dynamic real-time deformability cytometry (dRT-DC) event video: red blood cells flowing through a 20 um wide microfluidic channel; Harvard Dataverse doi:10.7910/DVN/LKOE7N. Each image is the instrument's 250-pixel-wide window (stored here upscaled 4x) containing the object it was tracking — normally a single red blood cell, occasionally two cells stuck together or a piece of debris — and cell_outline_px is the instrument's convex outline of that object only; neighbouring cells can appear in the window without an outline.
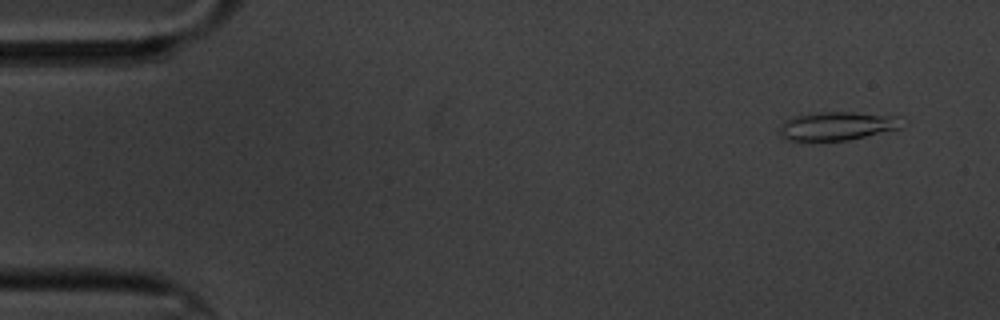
{"species": "common noctule bat (a hibernating species)", "species_latin": "Nyctalus noctula", "temperature_condition": "cold", "stored_images_in_passage": 4, "camera_frame_rate_fps": 3000, "um_per_image_px": 0.085, "animal": {"sex": "male", "body_mass_g": 20.1, "forearm_length_mm": 53.5}, "frame": {"image": 1, "passage_image": 1, "time_ms": 0.0, "image_size_px": [1000, 320], "cell_outline_px": [[908, 124], [900, 128], [848, 140], [812, 144], [804, 144], [784, 140], [780, 136], [780, 128], [784, 120], [792, 116], [816, 112], [852, 112], [896, 116]], "centroid_in_image_um": [71.06, 10.76], "position_along_channel_um": 13.9, "area_um2": 21.44}}
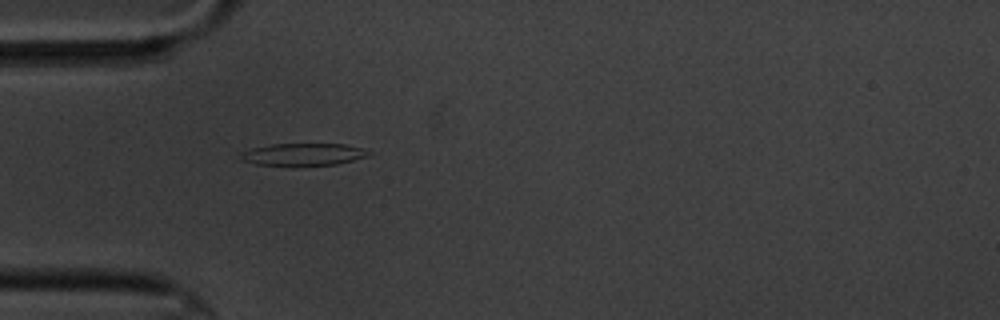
{"frame": {"image": 2, "passage_image": 4, "time_ms": 4.333, "image_size_px": [1000, 320], "cell_outline_px": [[372, 152], [368, 156], [336, 164], [300, 168], [292, 168], [256, 164], [240, 160], [240, 152], [252, 148], [272, 144], [344, 144], [360, 148]], "centroid_in_image_um": [25.7, 13.17], "position_along_channel_um": 59.3, "area_um2": 17.34}}